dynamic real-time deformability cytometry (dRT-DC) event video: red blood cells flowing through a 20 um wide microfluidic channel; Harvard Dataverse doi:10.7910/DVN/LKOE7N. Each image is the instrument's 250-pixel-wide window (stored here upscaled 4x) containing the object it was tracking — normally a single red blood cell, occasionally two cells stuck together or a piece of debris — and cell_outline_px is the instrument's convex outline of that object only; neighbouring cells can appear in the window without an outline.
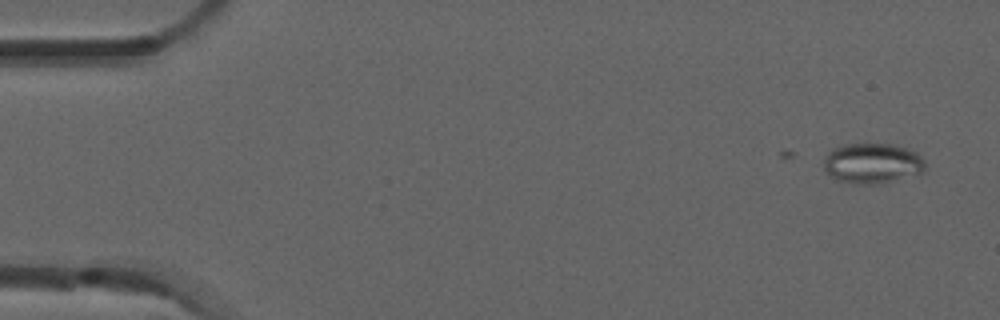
{"species": "common noctule bat (a hibernating species)", "species_latin": "Nyctalus noctula", "temperature_condition": "room temperature", "stored_images_in_passage": 2, "camera_frame_rate_fps": 3000, "um_per_image_px": 0.085, "animal": {"sex": "male", "forearm_length_mm": 52.5}, "frame": {"image": 1, "passage_image": 2, "time_ms": 0.333, "image_size_px": [1000, 320], "cell_outline_px": [[924, 168], [920, 172], [876, 184], [856, 184], [836, 180], [824, 168], [824, 156], [832, 148], [844, 144], [892, 144], [916, 152], [924, 160]], "centroid_in_image_um": [74.08, 13.86], "position_along_channel_um": 10.9, "area_um2": 23.41}}